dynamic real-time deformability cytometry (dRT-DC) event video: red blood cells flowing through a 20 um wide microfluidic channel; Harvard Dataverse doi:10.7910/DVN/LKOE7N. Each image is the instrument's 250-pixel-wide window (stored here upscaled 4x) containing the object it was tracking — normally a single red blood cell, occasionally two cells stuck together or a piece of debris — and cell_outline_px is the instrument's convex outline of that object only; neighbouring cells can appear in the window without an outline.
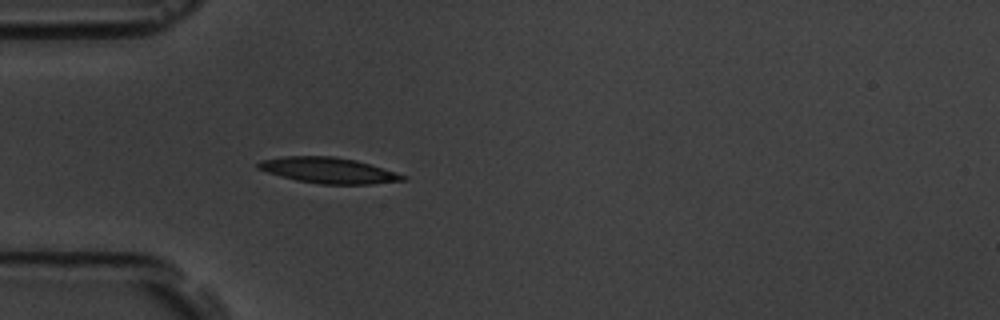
{"species": "common noctule bat (a hibernating species)", "species_latin": "Nyctalus noctula", "temperature_condition": "room temperature", "stored_images_in_passage": 1, "camera_frame_rate_fps": 3000, "um_per_image_px": 0.085, "animal": {"sex": "male", "body_mass_g": 19.5, "forearm_length_mm": 54.6}, "frame": {"image": 1, "passage_image": 1, "time_ms": 0.0, "image_size_px": [1000, 320], "cell_outline_px": [[408, 180], [368, 184], [320, 184], [296, 180], [268, 172], [256, 168], [256, 164], [260, 160], [284, 156], [332, 156], [356, 160], [396, 172], [408, 176]], "centroid_in_image_um": [27.92, 14.48], "position_along_channel_um": 57.1, "area_um2": 21.68}}